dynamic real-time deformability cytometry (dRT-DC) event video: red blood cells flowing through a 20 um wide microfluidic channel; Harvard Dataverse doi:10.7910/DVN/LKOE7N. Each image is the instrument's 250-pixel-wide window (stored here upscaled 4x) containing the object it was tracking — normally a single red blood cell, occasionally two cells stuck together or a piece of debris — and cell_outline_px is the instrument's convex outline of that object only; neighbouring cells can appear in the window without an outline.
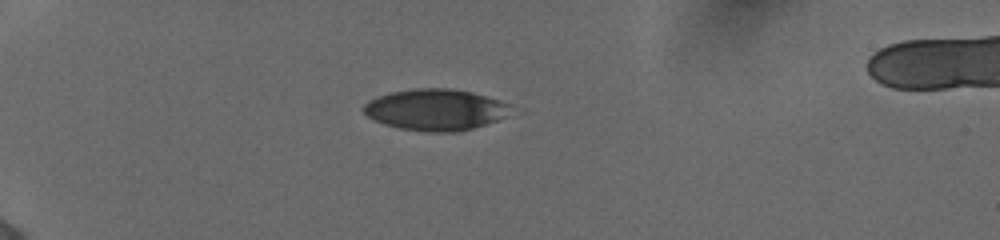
{"species": "human", "species_latin": "Homo sapiens", "temperature_condition": "cold", "stored_images_in_passage": 39, "camera_frame_rate_fps": 3000, "um_per_image_px": 0.085, "donor": {"sex": "female"}, "frame": {"image": 1, "passage_image": 1, "time_ms": 0.0, "image_size_px": [1000, 240], "cell_outline_px": [[508, 104], [504, 116], [496, 120], [472, 128], [456, 132], [428, 132], [400, 128], [384, 124], [372, 120], [360, 108], [368, 100], [376, 96], [392, 92], [416, 88], [452, 88], [472, 92], [500, 100]], "centroid_in_image_um": [36.92, 9.31], "position_along_channel_um": 48.1, "area_um2": 35.2}}
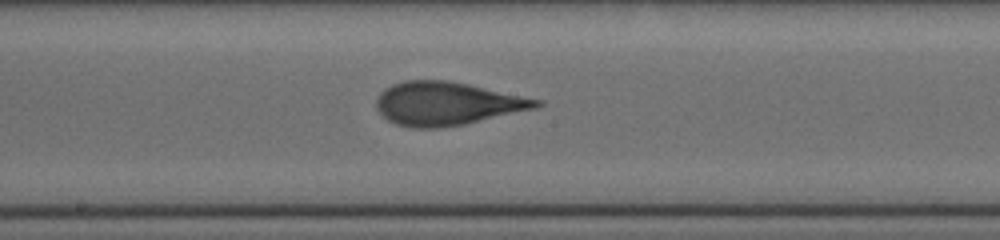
{"frame": {"image": 2, "passage_image": 17, "time_ms": 5.333, "image_size_px": [1000, 240], "cell_outline_px": [[544, 104], [536, 108], [464, 124], [440, 128], [412, 128], [396, 124], [388, 120], [376, 108], [376, 100], [380, 92], [384, 88], [392, 84], [404, 80], [448, 80], [468, 84], [544, 100]], "centroid_in_image_um": [37.99, 8.8], "position_along_channel_um": 210.2, "area_um2": 40.46}}
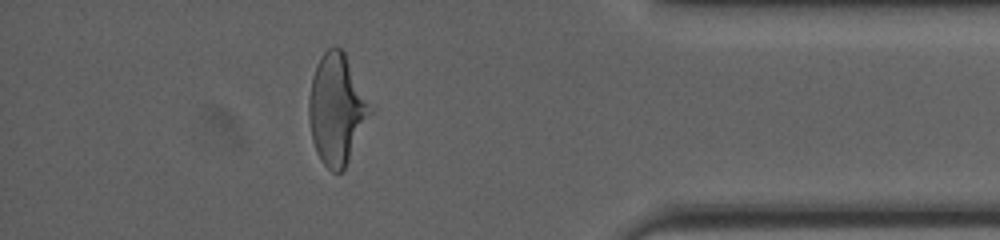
{"frame": {"image": 3, "passage_image": 34, "time_ms": 11.0, "image_size_px": [1000, 240], "cell_outline_px": [[372, 112], [344, 168], [340, 172], [332, 172], [320, 160], [316, 152], [312, 140], [308, 116], [308, 100], [312, 76], [316, 64], [324, 52], [332, 44], [336, 44], [344, 52], [372, 108]], "centroid_in_image_um": [28.58, 9.26], "position_along_channel_um": 406.6, "area_um2": 39.07}, "authors_computed_cell_mechanics": {"area_um2": 39.9398, "velocity_mm_per_s": 3.8906, "shape_relaxation_time_tau1_ms": 5.4029, "shape_relaxation_time_tau2_ms": 0.935, "deformation_change_tau1": 0.2112, "deformation_change_tau2": 0.0807}}